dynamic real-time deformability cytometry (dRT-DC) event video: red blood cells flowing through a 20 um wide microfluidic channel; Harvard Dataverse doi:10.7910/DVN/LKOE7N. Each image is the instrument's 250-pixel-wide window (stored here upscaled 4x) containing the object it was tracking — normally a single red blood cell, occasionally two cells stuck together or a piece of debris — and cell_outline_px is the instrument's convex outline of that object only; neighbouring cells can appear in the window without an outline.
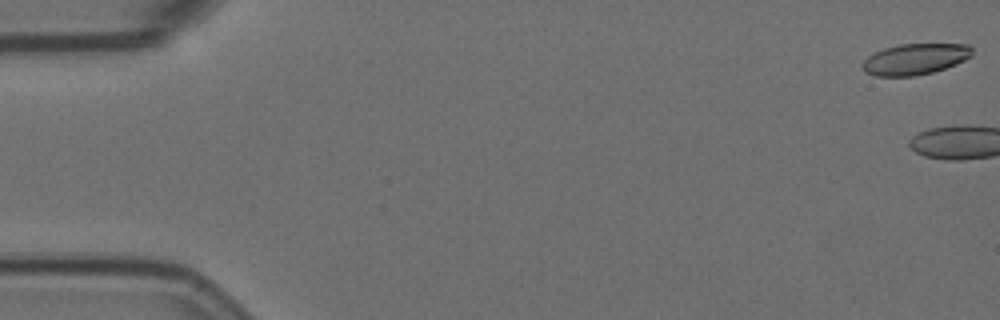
{"species": "Egyptian fruit bat (a non-hibernating species)", "species_latin": "Rousettus aegyptiacus", "temperature_condition": "room temperature", "stored_images_in_passage": 5, "camera_frame_rate_fps": 3000, "um_per_image_px": 0.085, "animal": {"sex": "female"}, "frame": {"image": 1, "passage_image": 1, "time_ms": 0.0, "image_size_px": [1000, 320], "cell_outline_px": [[972, 56], [956, 64], [932, 72], [912, 76], [876, 76], [864, 72], [860, 68], [860, 64], [868, 56], [884, 48], [900, 44], [968, 44], [972, 48]], "centroid_in_image_um": [77.74, 5.03], "position_along_channel_um": 7.3, "area_um2": 19.88}}